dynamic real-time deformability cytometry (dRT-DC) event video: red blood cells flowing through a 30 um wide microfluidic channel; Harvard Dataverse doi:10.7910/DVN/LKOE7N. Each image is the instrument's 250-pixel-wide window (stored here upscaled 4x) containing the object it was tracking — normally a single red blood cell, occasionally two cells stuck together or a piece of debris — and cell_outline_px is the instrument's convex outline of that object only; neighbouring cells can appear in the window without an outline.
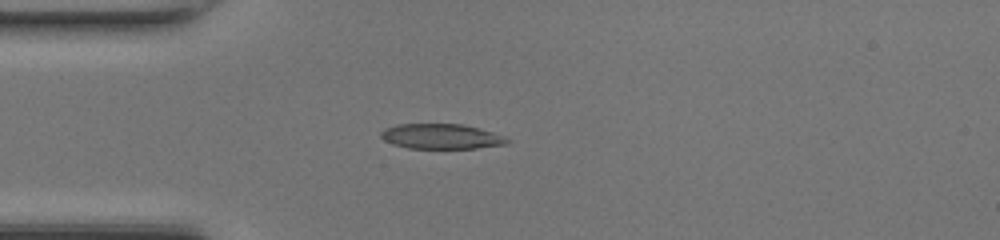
{"species": "common noctule bat (a hibernating species)", "species_latin": "Nyctalus noctula", "temperature_condition": "room temperature", "stored_images_in_passage": 36, "camera_frame_rate_fps": 3000, "um_per_image_px": 0.085, "animal": {"sex": "female", "body_mass_g": 17.0, "forearm_length_mm": 48.0}, "frame": {"image": 1, "passage_image": 1, "time_ms": 0.0, "image_size_px": [1000, 240], "cell_outline_px": [[512, 140], [508, 144], [476, 148], [408, 148], [392, 144], [384, 140], [380, 136], [380, 132], [384, 128], [396, 124], [460, 124], [480, 128], [504, 136]], "centroid_in_image_um": [37.5, 11.59], "position_along_channel_um": 47.5, "area_um2": 18.55}}
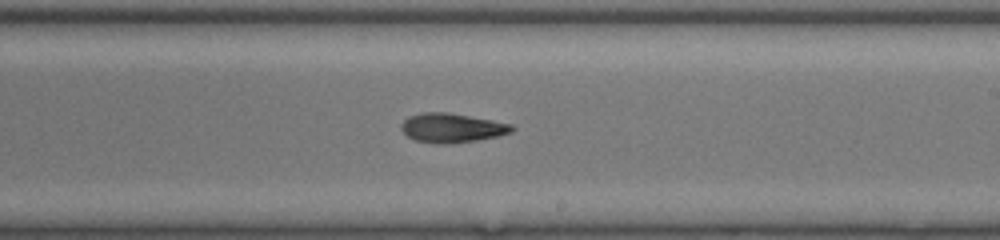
{"frame": {"image": 2, "passage_image": 16, "time_ms": 5.0, "image_size_px": [1000, 240], "cell_outline_px": [[516, 128], [512, 132], [496, 136], [476, 140], [448, 144], [436, 144], [416, 140], [408, 136], [400, 128], [400, 124], [408, 116], [424, 112], [444, 112], [492, 120], [512, 124]], "centroid_in_image_um": [38.4, 10.87], "position_along_channel_um": 250.6, "area_um2": 18.73}}
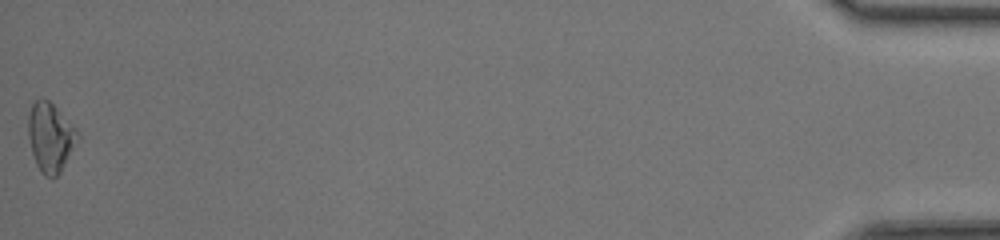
{"frame": {"image": 3, "passage_image": 36, "time_ms": 11.667, "image_size_px": [1000, 240], "cell_outline_px": [[80, 136], [60, 172], [56, 176], [44, 176], [40, 172], [36, 164], [32, 152], [28, 136], [28, 116], [32, 104], [36, 100], [48, 100], [76, 128]], "centroid_in_image_um": [4.27, 11.68], "position_along_channel_um": 430.9, "area_um2": 19.48}, "authors_computed_cell_mechanics": {"area_um2": 18.6694, "velocity_mm_per_s": 4.3243, "shape_relaxation_time_tau1_ms": 5.2486, "shape_relaxation_time_tau2_ms": 10.5789, "deformation_change_tau1": 0.1668, "deformation_change_tau2": 0.2133}}